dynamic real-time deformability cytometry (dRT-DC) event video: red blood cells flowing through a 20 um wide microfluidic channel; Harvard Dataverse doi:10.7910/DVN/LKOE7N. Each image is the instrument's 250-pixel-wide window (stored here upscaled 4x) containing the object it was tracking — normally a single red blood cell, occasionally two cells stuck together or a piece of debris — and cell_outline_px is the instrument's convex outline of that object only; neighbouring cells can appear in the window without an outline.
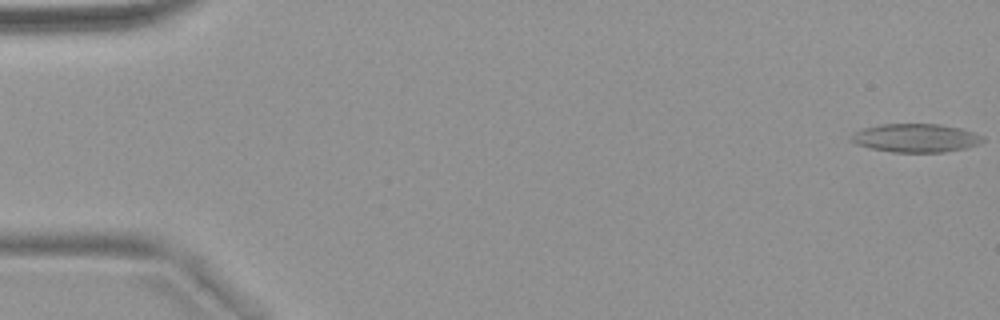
{"species": "common noctule bat (a hibernating species)", "species_latin": "Nyctalus noctula", "temperature_condition": "warm", "stored_images_in_passage": 23, "camera_frame_rate_fps": 3000, "um_per_image_px": 0.085, "animal": {"sex": "female", "body_mass_g": 18.4}, "frame": {"image": 1, "passage_image": 1, "time_ms": 0.0, "image_size_px": [1000, 320], "cell_outline_px": [[984, 140], [980, 144], [968, 148], [944, 152], [892, 152], [868, 148], [856, 144], [848, 140], [852, 132], [864, 128], [880, 124], [940, 124], [960, 128], [984, 136]], "centroid_in_image_um": [77.81, 11.73], "position_along_channel_um": 7.2, "area_um2": 22.14}}
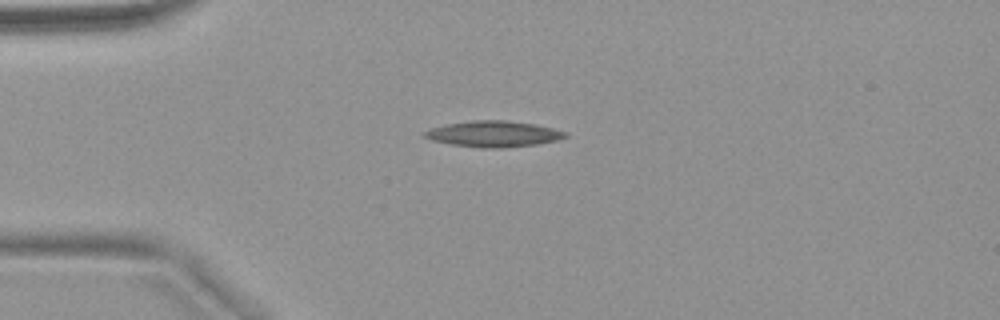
{"frame": {"image": 2, "passage_image": 14, "time_ms": 4.333, "image_size_px": [1000, 320], "cell_outline_px": [[568, 136], [556, 140], [536, 144], [500, 148], [480, 148], [452, 144], [432, 140], [424, 136], [420, 132], [432, 128], [448, 124], [472, 120], [504, 120], [536, 124], [568, 132]], "centroid_in_image_um": [41.95, 11.38], "position_along_channel_um": 43.1, "area_um2": 21.21}}
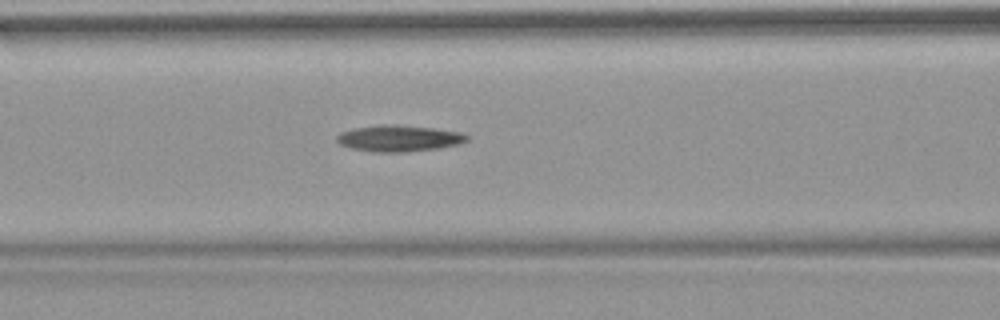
{"frame": {"image": 3, "passage_image": 23, "time_ms": 7.333, "image_size_px": [1000, 320], "cell_outline_px": [[468, 140], [456, 144], [440, 148], [404, 152], [376, 152], [352, 148], [340, 144], [336, 140], [336, 136], [340, 132], [352, 128], [384, 124], [396, 124], [432, 128], [460, 132], [468, 136]], "centroid_in_image_um": [33.87, 11.75], "position_along_channel_um": 132.7, "area_um2": 19.88}}